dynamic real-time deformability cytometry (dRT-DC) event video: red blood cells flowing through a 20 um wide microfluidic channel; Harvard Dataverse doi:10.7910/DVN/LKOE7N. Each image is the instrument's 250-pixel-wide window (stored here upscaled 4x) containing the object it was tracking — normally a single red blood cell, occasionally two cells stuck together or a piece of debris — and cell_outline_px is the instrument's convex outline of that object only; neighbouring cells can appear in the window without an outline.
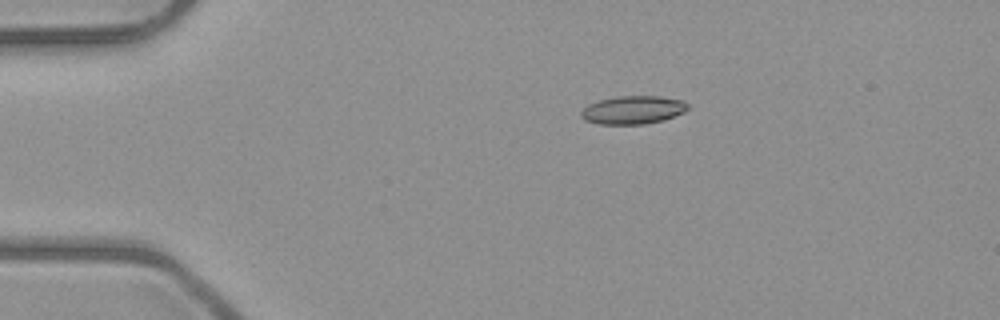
{"species": "common noctule bat (a hibernating species)", "species_latin": "Nyctalus noctula", "temperature_condition": "room temperature", "stored_images_in_passage": 2, "camera_frame_rate_fps": 3000, "um_per_image_px": 0.085, "animal": {"sex": "male", "body_mass_g": 23.1, "forearm_length_mm": 52.7}, "frame": {"image": 1, "passage_image": 1, "time_ms": 0.0, "image_size_px": [1000, 320], "cell_outline_px": [[688, 108], [684, 112], [664, 120], [644, 124], [600, 124], [584, 120], [580, 116], [580, 112], [588, 104], [600, 100], [616, 96], [660, 96], [680, 100], [688, 104]], "centroid_in_image_um": [53.78, 9.34], "position_along_channel_um": 31.2, "area_um2": 17.51}}